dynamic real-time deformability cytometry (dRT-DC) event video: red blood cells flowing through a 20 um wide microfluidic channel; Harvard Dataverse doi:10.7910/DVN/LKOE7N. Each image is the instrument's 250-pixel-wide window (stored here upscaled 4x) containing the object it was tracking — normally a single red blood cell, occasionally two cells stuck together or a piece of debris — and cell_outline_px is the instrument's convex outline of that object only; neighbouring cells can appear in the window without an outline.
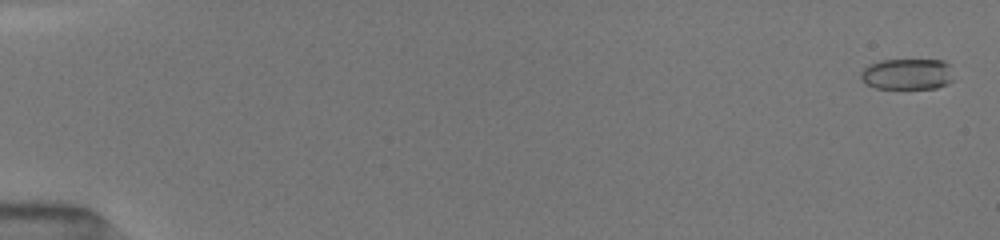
{"species": "common noctule bat (a hibernating species)", "species_latin": "Nyctalus noctula", "temperature_condition": "room temperature", "stored_images_in_passage": 38, "camera_frame_rate_fps": 3000, "um_per_image_px": 0.085, "animal": {"sex": "female", "body_mass_g": 19.5, "forearm_length_mm": 54.1}, "frame": {"image": 1, "passage_image": 2, "time_ms": 0.333, "image_size_px": [1000, 240], "cell_outline_px": [[956, 80], [948, 84], [936, 88], [876, 88], [864, 84], [860, 76], [860, 72], [868, 64], [880, 60], [944, 60], [948, 64]], "centroid_in_image_um": [77.13, 6.3], "position_along_channel_um": 7.9, "area_um2": 17.11}}
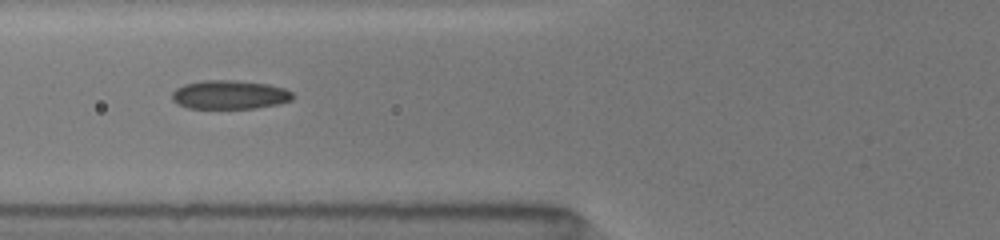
{"frame": {"image": 2, "passage_image": 28, "time_ms": 7.0, "image_size_px": [1000, 240], "cell_outline_px": [[292, 100], [280, 104], [256, 108], [188, 108], [176, 104], [172, 100], [172, 92], [176, 88], [184, 84], [204, 80], [236, 80], [268, 84], [284, 88], [292, 92]], "centroid_in_image_um": [19.5, 8.05], "position_along_channel_um": 106.3, "area_um2": 20.4}}
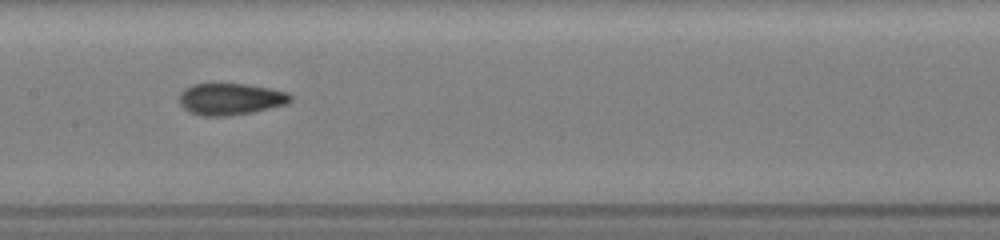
{"frame": {"image": 3, "passage_image": 37, "time_ms": 9.0, "image_size_px": [1000, 240], "cell_outline_px": [[292, 100], [288, 104], [252, 112], [228, 116], [204, 116], [188, 112], [180, 104], [180, 92], [184, 88], [192, 84], [248, 84], [272, 88], [288, 92], [292, 96]], "centroid_in_image_um": [19.61, 8.42], "position_along_channel_um": 187.8, "area_um2": 20.75}}